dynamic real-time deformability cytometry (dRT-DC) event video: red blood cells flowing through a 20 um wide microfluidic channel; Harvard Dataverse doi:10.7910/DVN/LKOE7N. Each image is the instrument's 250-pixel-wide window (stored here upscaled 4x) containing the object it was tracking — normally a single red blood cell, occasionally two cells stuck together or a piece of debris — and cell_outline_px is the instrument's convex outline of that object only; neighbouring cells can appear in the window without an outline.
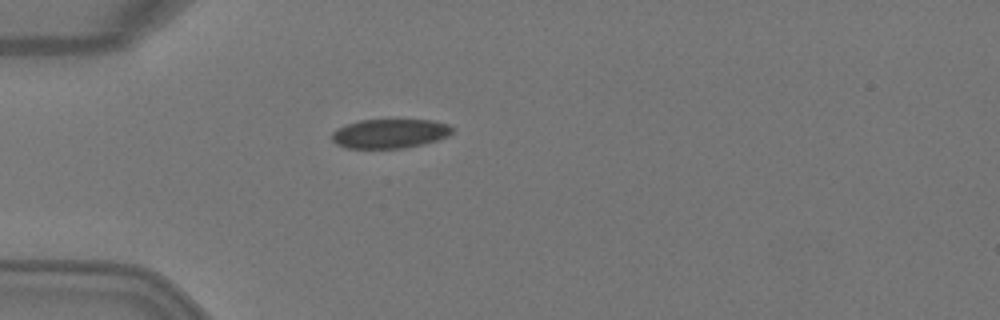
{"species": "Egyptian fruit bat (a non-hibernating species)", "species_latin": "Rousettus aegyptiacus", "temperature_condition": "warm", "stored_images_in_passage": 1, "camera_frame_rate_fps": 3000, "um_per_image_px": 0.085, "animal": {"sex": "female"}, "frame": {"image": 1, "passage_image": 1, "time_ms": 0.0, "image_size_px": [1000, 320], "cell_outline_px": [[456, 128], [448, 136], [436, 140], [404, 148], [348, 148], [336, 144], [332, 140], [332, 132], [348, 124], [360, 120], [432, 120], [448, 124]], "centroid_in_image_um": [33.16, 11.35], "position_along_channel_um": 51.8, "area_um2": 20.35}}